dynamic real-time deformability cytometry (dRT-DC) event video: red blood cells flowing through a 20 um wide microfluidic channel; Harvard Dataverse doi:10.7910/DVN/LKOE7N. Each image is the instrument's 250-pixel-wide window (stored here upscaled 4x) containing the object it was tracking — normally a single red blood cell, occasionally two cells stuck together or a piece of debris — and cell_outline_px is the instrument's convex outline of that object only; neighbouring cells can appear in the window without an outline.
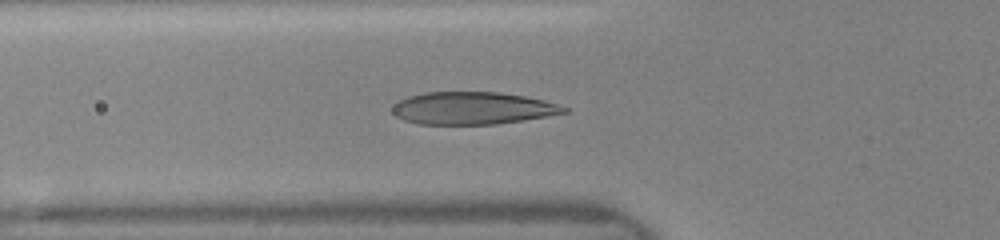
{"species": "human", "species_latin": "Homo sapiens", "temperature_condition": "room temperature", "stored_images_in_passage": 19, "camera_frame_rate_fps": 3000, "um_per_image_px": 0.085, "donor": {"sex": "female"}, "frame": {"image": 1, "passage_image": 15, "time_ms": 5.333, "image_size_px": [1000, 240], "cell_outline_px": [[568, 112], [548, 116], [496, 124], [420, 124], [404, 120], [396, 116], [392, 112], [392, 108], [400, 100], [408, 96], [424, 92], [500, 92], [524, 96], [544, 100], [568, 108]], "centroid_in_image_um": [40.17, 9.19], "position_along_channel_um": 85.6, "area_um2": 32.31}}